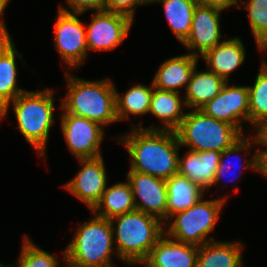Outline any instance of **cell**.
<instances>
[{
	"instance_id": "5",
	"label": "cell",
	"mask_w": 267,
	"mask_h": 267,
	"mask_svg": "<svg viewBox=\"0 0 267 267\" xmlns=\"http://www.w3.org/2000/svg\"><path fill=\"white\" fill-rule=\"evenodd\" d=\"M113 245L110 219L95 215L77 227L63 252L64 264L67 267H112L111 256L116 251Z\"/></svg>"
},
{
	"instance_id": "33",
	"label": "cell",
	"mask_w": 267,
	"mask_h": 267,
	"mask_svg": "<svg viewBox=\"0 0 267 267\" xmlns=\"http://www.w3.org/2000/svg\"><path fill=\"white\" fill-rule=\"evenodd\" d=\"M258 146H264L266 149L258 148L255 154H253V157L248 160L246 159V163H243L241 165L244 169L246 168H252L255 171H258L262 173L263 175L267 176V143H259Z\"/></svg>"
},
{
	"instance_id": "15",
	"label": "cell",
	"mask_w": 267,
	"mask_h": 267,
	"mask_svg": "<svg viewBox=\"0 0 267 267\" xmlns=\"http://www.w3.org/2000/svg\"><path fill=\"white\" fill-rule=\"evenodd\" d=\"M197 257L198 246L171 239L164 233L142 263L144 267H197Z\"/></svg>"
},
{
	"instance_id": "17",
	"label": "cell",
	"mask_w": 267,
	"mask_h": 267,
	"mask_svg": "<svg viewBox=\"0 0 267 267\" xmlns=\"http://www.w3.org/2000/svg\"><path fill=\"white\" fill-rule=\"evenodd\" d=\"M198 58L190 53L170 58L163 62L152 81L153 87L179 93L178 88L189 85Z\"/></svg>"
},
{
	"instance_id": "34",
	"label": "cell",
	"mask_w": 267,
	"mask_h": 267,
	"mask_svg": "<svg viewBox=\"0 0 267 267\" xmlns=\"http://www.w3.org/2000/svg\"><path fill=\"white\" fill-rule=\"evenodd\" d=\"M9 1L10 0H0V36L11 38L8 30L6 29L4 21L1 19L2 13L4 9H6Z\"/></svg>"
},
{
	"instance_id": "40",
	"label": "cell",
	"mask_w": 267,
	"mask_h": 267,
	"mask_svg": "<svg viewBox=\"0 0 267 267\" xmlns=\"http://www.w3.org/2000/svg\"><path fill=\"white\" fill-rule=\"evenodd\" d=\"M263 50H264V51H266V50H267V45H266V46H265V47L262 49V51H263Z\"/></svg>"
},
{
	"instance_id": "18",
	"label": "cell",
	"mask_w": 267,
	"mask_h": 267,
	"mask_svg": "<svg viewBox=\"0 0 267 267\" xmlns=\"http://www.w3.org/2000/svg\"><path fill=\"white\" fill-rule=\"evenodd\" d=\"M245 56L243 42L238 37H233L223 40L207 51L202 59L205 60L210 71L228 82L231 72L245 61Z\"/></svg>"
},
{
	"instance_id": "36",
	"label": "cell",
	"mask_w": 267,
	"mask_h": 267,
	"mask_svg": "<svg viewBox=\"0 0 267 267\" xmlns=\"http://www.w3.org/2000/svg\"><path fill=\"white\" fill-rule=\"evenodd\" d=\"M259 143H267V122L263 124L258 130Z\"/></svg>"
},
{
	"instance_id": "23",
	"label": "cell",
	"mask_w": 267,
	"mask_h": 267,
	"mask_svg": "<svg viewBox=\"0 0 267 267\" xmlns=\"http://www.w3.org/2000/svg\"><path fill=\"white\" fill-rule=\"evenodd\" d=\"M136 210L129 182H119L106 187L100 201L91 210L95 215L111 219L117 215Z\"/></svg>"
},
{
	"instance_id": "6",
	"label": "cell",
	"mask_w": 267,
	"mask_h": 267,
	"mask_svg": "<svg viewBox=\"0 0 267 267\" xmlns=\"http://www.w3.org/2000/svg\"><path fill=\"white\" fill-rule=\"evenodd\" d=\"M176 134L181 147L195 152H223L243 136L235 126L216 120L200 109L185 114Z\"/></svg>"
},
{
	"instance_id": "39",
	"label": "cell",
	"mask_w": 267,
	"mask_h": 267,
	"mask_svg": "<svg viewBox=\"0 0 267 267\" xmlns=\"http://www.w3.org/2000/svg\"><path fill=\"white\" fill-rule=\"evenodd\" d=\"M8 265H5L3 263L0 262V267H7Z\"/></svg>"
},
{
	"instance_id": "8",
	"label": "cell",
	"mask_w": 267,
	"mask_h": 267,
	"mask_svg": "<svg viewBox=\"0 0 267 267\" xmlns=\"http://www.w3.org/2000/svg\"><path fill=\"white\" fill-rule=\"evenodd\" d=\"M58 11L55 48L70 69L80 67L88 56L86 28L77 16L82 13Z\"/></svg>"
},
{
	"instance_id": "30",
	"label": "cell",
	"mask_w": 267,
	"mask_h": 267,
	"mask_svg": "<svg viewBox=\"0 0 267 267\" xmlns=\"http://www.w3.org/2000/svg\"><path fill=\"white\" fill-rule=\"evenodd\" d=\"M254 139L251 141L249 140L250 135H248L247 138H245L244 136H242L238 141H236L232 146H230L228 149H225L220 156V162L218 165V168L216 169L215 172V179L213 182V185L218 183L220 181V179L229 171V168L231 167V163L230 162H226L228 161V159L230 158L229 156L231 155H235V154H239L242 151H246V152H250L249 150L251 149L250 147H253V144H257L259 145V136L257 135V133H254ZM237 158H239V155H235ZM227 158V160H225ZM239 161L241 160L240 158L238 159ZM238 161V162H239ZM241 163V161H240ZM240 167V166H239ZM233 174V176L236 175V173L231 172ZM237 177L239 178L240 175H237ZM233 179H235L233 177ZM231 180V179H230ZM232 181V180H231Z\"/></svg>"
},
{
	"instance_id": "20",
	"label": "cell",
	"mask_w": 267,
	"mask_h": 267,
	"mask_svg": "<svg viewBox=\"0 0 267 267\" xmlns=\"http://www.w3.org/2000/svg\"><path fill=\"white\" fill-rule=\"evenodd\" d=\"M243 244L210 241L198 247L197 267H243Z\"/></svg>"
},
{
	"instance_id": "2",
	"label": "cell",
	"mask_w": 267,
	"mask_h": 267,
	"mask_svg": "<svg viewBox=\"0 0 267 267\" xmlns=\"http://www.w3.org/2000/svg\"><path fill=\"white\" fill-rule=\"evenodd\" d=\"M65 75L68 90L60 105L63 112L84 117L103 127L118 121L115 86L111 79L89 81L69 72H65Z\"/></svg>"
},
{
	"instance_id": "11",
	"label": "cell",
	"mask_w": 267,
	"mask_h": 267,
	"mask_svg": "<svg viewBox=\"0 0 267 267\" xmlns=\"http://www.w3.org/2000/svg\"><path fill=\"white\" fill-rule=\"evenodd\" d=\"M223 9L214 4L196 5L190 33L183 43L190 54L198 58L221 43L220 14Z\"/></svg>"
},
{
	"instance_id": "14",
	"label": "cell",
	"mask_w": 267,
	"mask_h": 267,
	"mask_svg": "<svg viewBox=\"0 0 267 267\" xmlns=\"http://www.w3.org/2000/svg\"><path fill=\"white\" fill-rule=\"evenodd\" d=\"M78 161L82 169L64 185V188L92 210L107 187L104 160L102 156H99L78 159Z\"/></svg>"
},
{
	"instance_id": "35",
	"label": "cell",
	"mask_w": 267,
	"mask_h": 267,
	"mask_svg": "<svg viewBox=\"0 0 267 267\" xmlns=\"http://www.w3.org/2000/svg\"><path fill=\"white\" fill-rule=\"evenodd\" d=\"M197 3L214 4L223 8H229L235 5L236 0H195Z\"/></svg>"
},
{
	"instance_id": "38",
	"label": "cell",
	"mask_w": 267,
	"mask_h": 267,
	"mask_svg": "<svg viewBox=\"0 0 267 267\" xmlns=\"http://www.w3.org/2000/svg\"><path fill=\"white\" fill-rule=\"evenodd\" d=\"M12 40V38L0 36V51Z\"/></svg>"
},
{
	"instance_id": "29",
	"label": "cell",
	"mask_w": 267,
	"mask_h": 267,
	"mask_svg": "<svg viewBox=\"0 0 267 267\" xmlns=\"http://www.w3.org/2000/svg\"><path fill=\"white\" fill-rule=\"evenodd\" d=\"M241 4V5H240ZM248 9L249 23L257 43L267 33V0H243L239 3L235 2L237 8L242 7Z\"/></svg>"
},
{
	"instance_id": "41",
	"label": "cell",
	"mask_w": 267,
	"mask_h": 267,
	"mask_svg": "<svg viewBox=\"0 0 267 267\" xmlns=\"http://www.w3.org/2000/svg\"><path fill=\"white\" fill-rule=\"evenodd\" d=\"M15 266V264H11V265H8L7 267H14Z\"/></svg>"
},
{
	"instance_id": "32",
	"label": "cell",
	"mask_w": 267,
	"mask_h": 267,
	"mask_svg": "<svg viewBox=\"0 0 267 267\" xmlns=\"http://www.w3.org/2000/svg\"><path fill=\"white\" fill-rule=\"evenodd\" d=\"M68 10L64 6H60L59 10L65 12L85 13L87 10H104V0H66Z\"/></svg>"
},
{
	"instance_id": "1",
	"label": "cell",
	"mask_w": 267,
	"mask_h": 267,
	"mask_svg": "<svg viewBox=\"0 0 267 267\" xmlns=\"http://www.w3.org/2000/svg\"><path fill=\"white\" fill-rule=\"evenodd\" d=\"M132 128L118 139L131 157L129 170L165 180L176 174L181 148L176 131Z\"/></svg>"
},
{
	"instance_id": "37",
	"label": "cell",
	"mask_w": 267,
	"mask_h": 267,
	"mask_svg": "<svg viewBox=\"0 0 267 267\" xmlns=\"http://www.w3.org/2000/svg\"><path fill=\"white\" fill-rule=\"evenodd\" d=\"M258 49L262 51V49L267 45V33L256 43Z\"/></svg>"
},
{
	"instance_id": "13",
	"label": "cell",
	"mask_w": 267,
	"mask_h": 267,
	"mask_svg": "<svg viewBox=\"0 0 267 267\" xmlns=\"http://www.w3.org/2000/svg\"><path fill=\"white\" fill-rule=\"evenodd\" d=\"M133 192L136 210L152 215L165 224L167 211L166 180L129 170L127 180ZM139 197V201L138 198Z\"/></svg>"
},
{
	"instance_id": "31",
	"label": "cell",
	"mask_w": 267,
	"mask_h": 267,
	"mask_svg": "<svg viewBox=\"0 0 267 267\" xmlns=\"http://www.w3.org/2000/svg\"><path fill=\"white\" fill-rule=\"evenodd\" d=\"M150 0H104V10L121 13L129 16L134 21L135 7L150 4Z\"/></svg>"
},
{
	"instance_id": "9",
	"label": "cell",
	"mask_w": 267,
	"mask_h": 267,
	"mask_svg": "<svg viewBox=\"0 0 267 267\" xmlns=\"http://www.w3.org/2000/svg\"><path fill=\"white\" fill-rule=\"evenodd\" d=\"M61 129L68 149L77 159L96 158L101 155L104 127L99 123L68 112L61 115Z\"/></svg>"
},
{
	"instance_id": "4",
	"label": "cell",
	"mask_w": 267,
	"mask_h": 267,
	"mask_svg": "<svg viewBox=\"0 0 267 267\" xmlns=\"http://www.w3.org/2000/svg\"><path fill=\"white\" fill-rule=\"evenodd\" d=\"M54 91H25L11 101L1 112L0 119L5 118L13 104L19 131L26 141L45 158L46 144L50 129L54 123Z\"/></svg>"
},
{
	"instance_id": "12",
	"label": "cell",
	"mask_w": 267,
	"mask_h": 267,
	"mask_svg": "<svg viewBox=\"0 0 267 267\" xmlns=\"http://www.w3.org/2000/svg\"><path fill=\"white\" fill-rule=\"evenodd\" d=\"M200 110L216 120L235 126L242 133V122H249L248 86H230L228 81L221 92Z\"/></svg>"
},
{
	"instance_id": "10",
	"label": "cell",
	"mask_w": 267,
	"mask_h": 267,
	"mask_svg": "<svg viewBox=\"0 0 267 267\" xmlns=\"http://www.w3.org/2000/svg\"><path fill=\"white\" fill-rule=\"evenodd\" d=\"M133 20L121 13L98 10L86 28L87 48L109 51L117 48L129 35Z\"/></svg>"
},
{
	"instance_id": "21",
	"label": "cell",
	"mask_w": 267,
	"mask_h": 267,
	"mask_svg": "<svg viewBox=\"0 0 267 267\" xmlns=\"http://www.w3.org/2000/svg\"><path fill=\"white\" fill-rule=\"evenodd\" d=\"M225 83L226 81L223 78L212 71L198 72L195 68L185 91L186 107L201 109L221 92Z\"/></svg>"
},
{
	"instance_id": "3",
	"label": "cell",
	"mask_w": 267,
	"mask_h": 267,
	"mask_svg": "<svg viewBox=\"0 0 267 267\" xmlns=\"http://www.w3.org/2000/svg\"><path fill=\"white\" fill-rule=\"evenodd\" d=\"M110 223L116 256L128 265L141 264L166 228L161 220L139 210L112 217Z\"/></svg>"
},
{
	"instance_id": "22",
	"label": "cell",
	"mask_w": 267,
	"mask_h": 267,
	"mask_svg": "<svg viewBox=\"0 0 267 267\" xmlns=\"http://www.w3.org/2000/svg\"><path fill=\"white\" fill-rule=\"evenodd\" d=\"M167 184V211L166 220L175 213L193 206L203 197L205 192L200 186L191 182L178 173L166 180Z\"/></svg>"
},
{
	"instance_id": "26",
	"label": "cell",
	"mask_w": 267,
	"mask_h": 267,
	"mask_svg": "<svg viewBox=\"0 0 267 267\" xmlns=\"http://www.w3.org/2000/svg\"><path fill=\"white\" fill-rule=\"evenodd\" d=\"M153 89V84L149 87L136 84L121 96L115 87L116 116L118 121L128 119L130 114L143 115L149 113Z\"/></svg>"
},
{
	"instance_id": "25",
	"label": "cell",
	"mask_w": 267,
	"mask_h": 267,
	"mask_svg": "<svg viewBox=\"0 0 267 267\" xmlns=\"http://www.w3.org/2000/svg\"><path fill=\"white\" fill-rule=\"evenodd\" d=\"M149 2L162 3L172 33L183 44L190 33L193 14L198 3L195 0H150Z\"/></svg>"
},
{
	"instance_id": "7",
	"label": "cell",
	"mask_w": 267,
	"mask_h": 267,
	"mask_svg": "<svg viewBox=\"0 0 267 267\" xmlns=\"http://www.w3.org/2000/svg\"><path fill=\"white\" fill-rule=\"evenodd\" d=\"M225 201V197L213 200L201 198L190 208L172 215V222L165 233L177 241L198 247L214 241L208 235L215 228Z\"/></svg>"
},
{
	"instance_id": "24",
	"label": "cell",
	"mask_w": 267,
	"mask_h": 267,
	"mask_svg": "<svg viewBox=\"0 0 267 267\" xmlns=\"http://www.w3.org/2000/svg\"><path fill=\"white\" fill-rule=\"evenodd\" d=\"M11 40L0 51V112L21 93L25 92L17 86L16 56L22 60V55L15 49Z\"/></svg>"
},
{
	"instance_id": "16",
	"label": "cell",
	"mask_w": 267,
	"mask_h": 267,
	"mask_svg": "<svg viewBox=\"0 0 267 267\" xmlns=\"http://www.w3.org/2000/svg\"><path fill=\"white\" fill-rule=\"evenodd\" d=\"M222 152L189 150L186 155L178 158V174L185 176L204 191L213 186L215 172Z\"/></svg>"
},
{
	"instance_id": "28",
	"label": "cell",
	"mask_w": 267,
	"mask_h": 267,
	"mask_svg": "<svg viewBox=\"0 0 267 267\" xmlns=\"http://www.w3.org/2000/svg\"><path fill=\"white\" fill-rule=\"evenodd\" d=\"M23 239L22 251L17 261L18 267H57L59 265L55 256L32 243L28 236H24Z\"/></svg>"
},
{
	"instance_id": "27",
	"label": "cell",
	"mask_w": 267,
	"mask_h": 267,
	"mask_svg": "<svg viewBox=\"0 0 267 267\" xmlns=\"http://www.w3.org/2000/svg\"><path fill=\"white\" fill-rule=\"evenodd\" d=\"M260 71L249 90V123L257 131L267 122V62L262 60Z\"/></svg>"
},
{
	"instance_id": "19",
	"label": "cell",
	"mask_w": 267,
	"mask_h": 267,
	"mask_svg": "<svg viewBox=\"0 0 267 267\" xmlns=\"http://www.w3.org/2000/svg\"><path fill=\"white\" fill-rule=\"evenodd\" d=\"M184 105V106H183ZM182 107H186L185 101H181L179 93L172 91L160 90L154 87L151 98L150 113L161 120L163 127H142L147 130H170L176 131L186 113H182Z\"/></svg>"
}]
</instances>
